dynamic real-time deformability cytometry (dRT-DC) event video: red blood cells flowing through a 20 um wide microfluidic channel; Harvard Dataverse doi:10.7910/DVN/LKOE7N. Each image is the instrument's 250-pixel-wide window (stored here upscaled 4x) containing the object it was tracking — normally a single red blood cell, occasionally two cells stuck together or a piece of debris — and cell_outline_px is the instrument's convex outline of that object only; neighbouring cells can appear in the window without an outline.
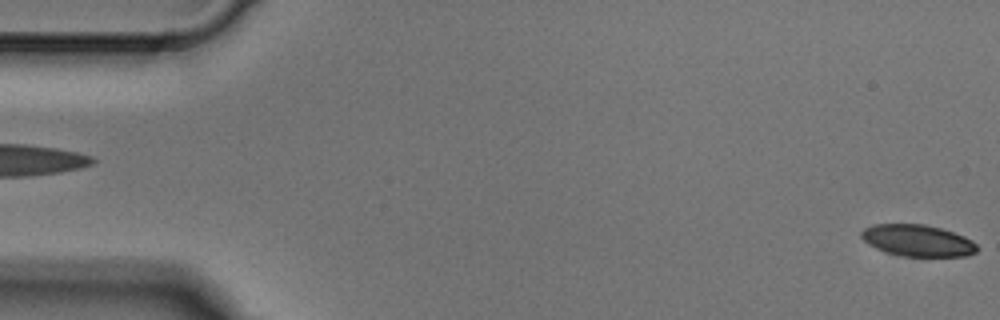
{"species": "Egyptian fruit bat (a non-hibernating species)", "species_latin": "Rousettus aegyptiacus", "temperature_condition": "cold", "stored_images_in_passage": 3, "camera_frame_rate_fps": 3000, "um_per_image_px": 0.085, "animal": {"sex": "male"}, "frame": {"image": 1, "passage_image": 3, "time_ms": 0.667, "image_size_px": [1000, 320], "cell_outline_px": [[976, 252], [968, 256], [900, 256], [876, 248], [868, 244], [860, 236], [860, 232], [864, 228], [872, 224], [924, 224], [940, 228], [964, 236], [972, 240], [976, 244]], "centroid_in_image_um": [77.98, 20.44], "position_along_channel_um": 7.0, "area_um2": 21.27}}